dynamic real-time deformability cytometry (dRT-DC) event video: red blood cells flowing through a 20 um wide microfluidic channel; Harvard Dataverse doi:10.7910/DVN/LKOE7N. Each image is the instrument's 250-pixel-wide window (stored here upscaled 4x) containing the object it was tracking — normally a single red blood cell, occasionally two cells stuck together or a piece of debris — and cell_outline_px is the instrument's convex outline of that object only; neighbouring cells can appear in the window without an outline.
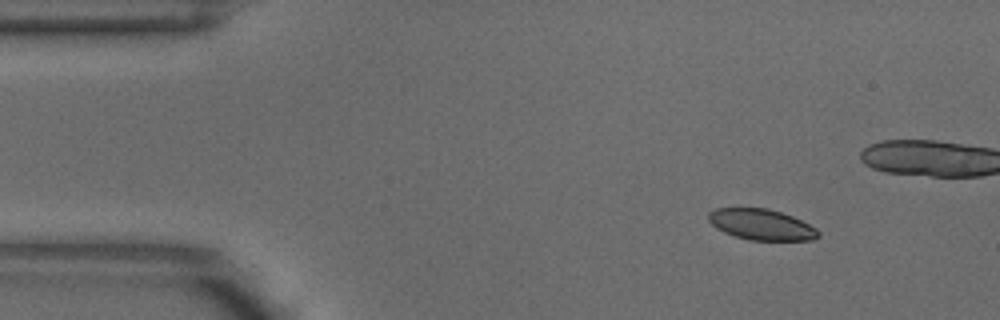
{"species": "common noctule bat (a hibernating species)", "species_latin": "Nyctalus noctula", "temperature_condition": "warm", "stored_images_in_passage": 4, "camera_frame_rate_fps": 3000, "um_per_image_px": 0.085, "animal": {"sex": "male", "body_mass_g": 18.8}, "frame": {"image": 1, "passage_image": 1, "time_ms": 0.0, "image_size_px": [1000, 320], "cell_outline_px": [[820, 236], [812, 240], [748, 240], [724, 232], [716, 228], [708, 220], [708, 212], [716, 208], [768, 208], [792, 216], [816, 228], [820, 232]], "centroid_in_image_um": [64.71, 19.08], "position_along_channel_um": 20.3, "area_um2": 19.71}}